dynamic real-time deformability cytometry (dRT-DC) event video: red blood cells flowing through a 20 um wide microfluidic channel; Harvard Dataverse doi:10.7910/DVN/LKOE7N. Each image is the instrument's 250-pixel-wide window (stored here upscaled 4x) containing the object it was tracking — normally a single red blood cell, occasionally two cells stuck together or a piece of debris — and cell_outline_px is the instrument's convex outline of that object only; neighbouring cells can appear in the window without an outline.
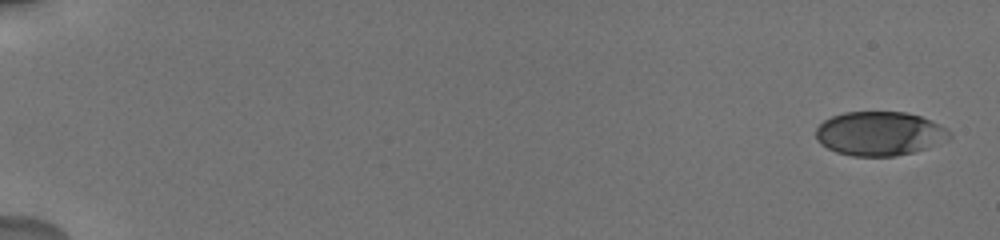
{"species": "human", "species_latin": "Homo sapiens", "temperature_condition": "cold", "stored_images_in_passage": 12, "camera_frame_rate_fps": 3000, "um_per_image_px": 0.085, "donor": {"sex": "male"}, "frame": {"image": 1, "passage_image": 1, "time_ms": 0.0, "image_size_px": [1000, 240], "cell_outline_px": [[952, 136], [948, 140], [928, 148], [896, 156], [852, 156], [836, 152], [820, 144], [816, 136], [816, 128], [824, 120], [832, 116], [844, 112], [904, 112], [920, 116], [932, 120], [948, 128]], "centroid_in_image_um": [74.79, 11.35], "position_along_channel_um": 10.2, "area_um2": 34.51}}
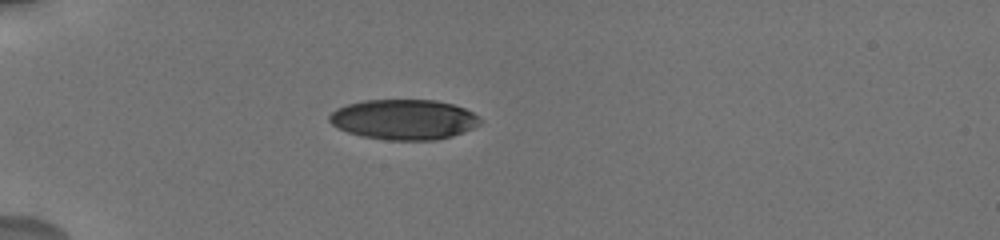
{"frame": {"image": 2, "passage_image": 9, "time_ms": 5.333, "image_size_px": [1000, 240], "cell_outline_px": [[480, 124], [472, 128], [452, 136], [436, 140], [388, 140], [360, 136], [348, 132], [332, 124], [328, 120], [328, 116], [336, 108], [348, 104], [364, 100], [436, 100], [452, 104], [464, 108], [472, 112], [480, 120]], "centroid_in_image_um": [34.3, 10.15], "position_along_channel_um": 50.7, "area_um2": 35.2}}
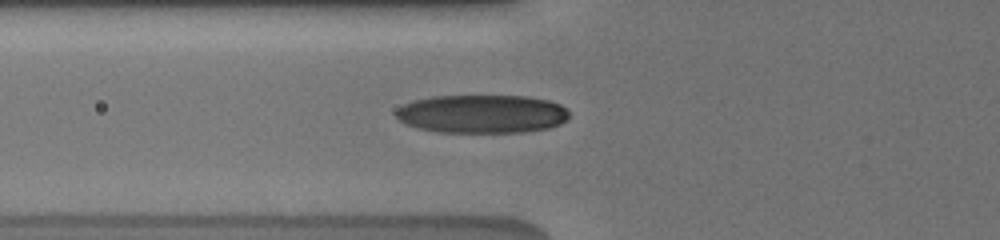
{"frame": {"image": 3, "passage_image": 12, "time_ms": 7.0, "image_size_px": [1000, 240], "cell_outline_px": [[568, 120], [560, 124], [548, 128], [524, 132], [440, 132], [420, 128], [404, 124], [396, 116], [396, 108], [404, 104], [416, 100], [432, 96], [528, 96], [548, 100], [560, 104], [568, 112]], "centroid_in_image_um": [40.98, 9.68], "position_along_channel_um": 84.8, "area_um2": 38.78}}